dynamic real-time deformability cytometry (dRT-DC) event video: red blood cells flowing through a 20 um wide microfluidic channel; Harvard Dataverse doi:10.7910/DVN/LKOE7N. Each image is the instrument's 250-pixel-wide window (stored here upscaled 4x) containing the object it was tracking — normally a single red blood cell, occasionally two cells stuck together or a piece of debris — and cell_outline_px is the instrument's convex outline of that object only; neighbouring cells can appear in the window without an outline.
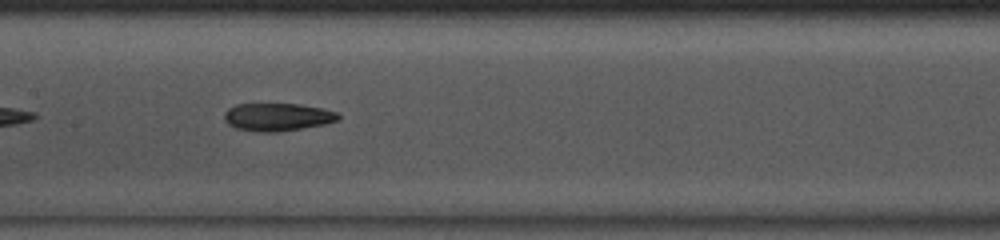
{"species": "common noctule bat (a hibernating species)", "species_latin": "Nyctalus noctula", "temperature_condition": "room temperature", "stored_images_in_passage": 35, "camera_frame_rate_fps": 3000, "um_per_image_px": 0.085, "animal": {"sex": "male", "body_mass_g": 13.0, "forearm_length_mm": 53.1}, "frame": {"image": 1, "passage_image": 11, "time_ms": 3.333, "image_size_px": [1000, 240], "cell_outline_px": [[340, 120], [324, 124], [276, 132], [260, 132], [236, 128], [228, 124], [224, 120], [224, 112], [228, 108], [236, 104], [300, 104], [340, 112]], "centroid_in_image_um": [23.59, 9.94], "position_along_channel_um": 183.8, "area_um2": 18.5}, "authors_computed_cell_mechanics": {"area_um2": 18.6116, "velocity_mm_per_s": 4.0861, "shape_relaxation_time_tau1_ms": 6.7596, "shape_relaxation_time_tau2_ms": 4.8131, "deformation_change_tau1": 0.1808, "deformation_change_tau2": 0.1395}}